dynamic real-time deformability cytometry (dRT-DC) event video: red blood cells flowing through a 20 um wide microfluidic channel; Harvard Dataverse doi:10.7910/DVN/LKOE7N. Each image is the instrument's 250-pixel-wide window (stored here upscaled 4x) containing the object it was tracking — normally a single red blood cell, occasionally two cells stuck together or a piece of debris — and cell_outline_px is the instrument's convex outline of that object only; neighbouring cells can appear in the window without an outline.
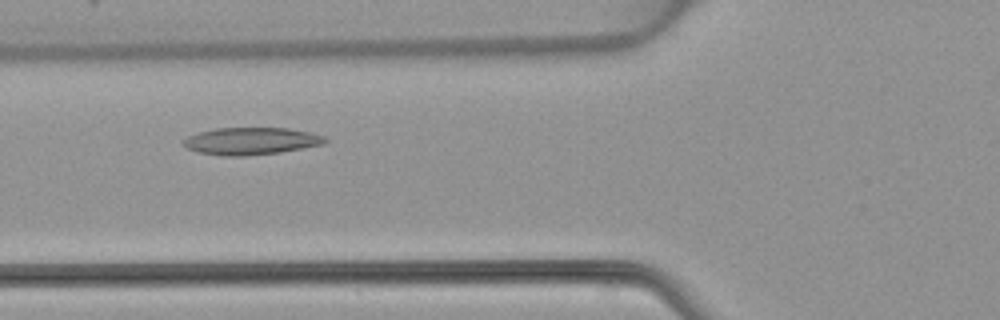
{"species": "common noctule bat (a hibernating species)", "species_latin": "Nyctalus noctula", "temperature_condition": "warm", "stored_images_in_passage": 5, "camera_frame_rate_fps": 3000, "um_per_image_px": 0.085, "animal": {"sex": "female", "body_mass_g": 22.7, "forearm_length_mm": 54.2}, "frame": {"image": 1, "passage_image": 4, "time_ms": 3.333, "image_size_px": [1000, 320], "cell_outline_px": [[328, 140], [324, 144], [280, 152], [248, 156], [220, 156], [196, 152], [188, 148], [184, 144], [184, 140], [188, 136], [200, 132], [216, 128], [288, 128], [312, 132], [324, 136]], "centroid_in_image_um": [21.36, 11.99], "position_along_channel_um": 104.4, "area_um2": 22.54}}
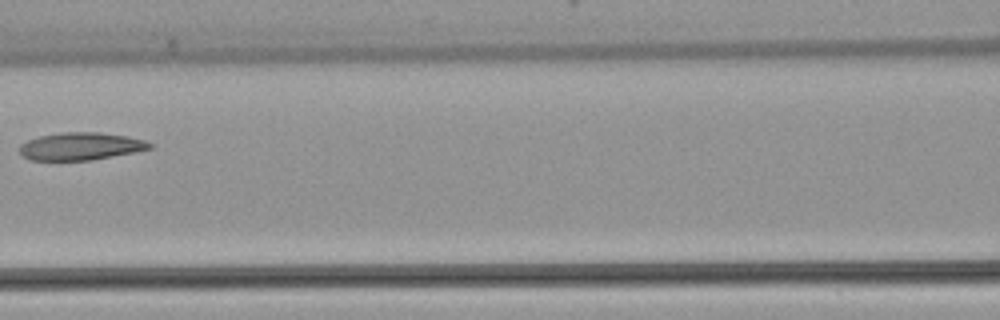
{"frame": {"image": 2, "passage_image": 5, "time_ms": 4.667, "image_size_px": [1000, 320], "cell_outline_px": [[152, 148], [136, 152], [92, 160], [32, 160], [24, 156], [20, 152], [20, 144], [28, 140], [40, 136], [60, 132], [100, 132], [128, 136], [144, 140], [152, 144]], "centroid_in_image_um": [6.89, 12.43], "position_along_channel_um": 159.7, "area_um2": 20.92}}